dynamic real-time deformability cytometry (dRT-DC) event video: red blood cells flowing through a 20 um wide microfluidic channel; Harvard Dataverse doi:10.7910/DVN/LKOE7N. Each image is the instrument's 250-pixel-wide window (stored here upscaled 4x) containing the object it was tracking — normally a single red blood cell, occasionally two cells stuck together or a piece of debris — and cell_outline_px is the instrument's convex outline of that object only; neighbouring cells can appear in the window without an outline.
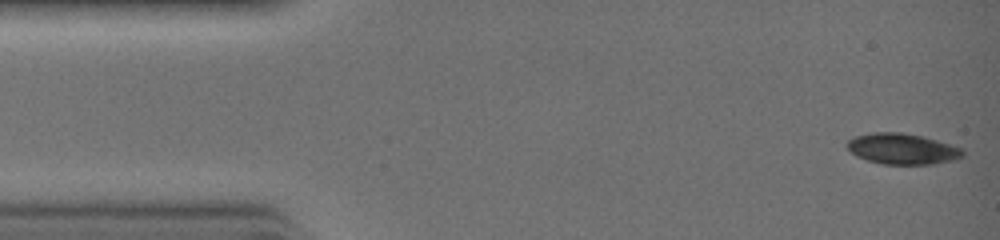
{"species": "common noctule bat (a hibernating species)", "species_latin": "Nyctalus noctula", "temperature_condition": "warm", "stored_images_in_passage": 32, "camera_frame_rate_fps": 3000, "um_per_image_px": 0.085, "animal": {"sex": "female", "body_mass_g": 19.0, "forearm_length_mm": 51.5}, "frame": {"image": 1, "passage_image": 1, "time_ms": 0.0, "image_size_px": [1000, 240], "cell_outline_px": [[964, 156], [952, 160], [932, 164], [884, 164], [868, 160], [856, 156], [848, 148], [848, 140], [856, 136], [872, 132], [900, 132], [924, 136], [964, 148]], "centroid_in_image_um": [76.74, 12.64], "position_along_channel_um": 8.3, "area_um2": 20.75}}
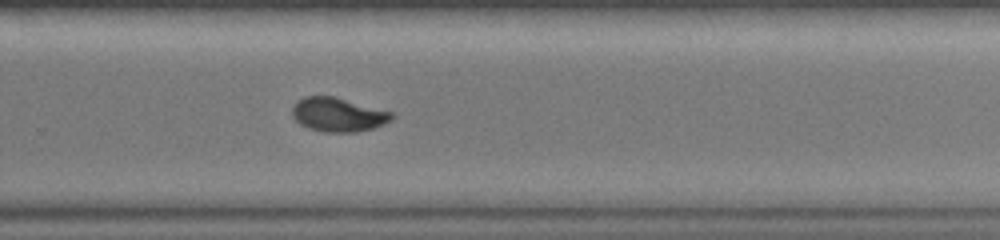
{"frame": {"image": 2, "passage_image": 21, "time_ms": 6.667, "image_size_px": [1000, 240], "cell_outline_px": [[396, 116], [392, 120], [384, 124], [372, 128], [356, 132], [324, 132], [308, 128], [300, 124], [292, 116], [292, 108], [296, 100], [304, 96], [332, 96], [392, 112]], "centroid_in_image_um": [28.72, 9.75], "position_along_channel_um": 301.1, "area_um2": 19.71}}
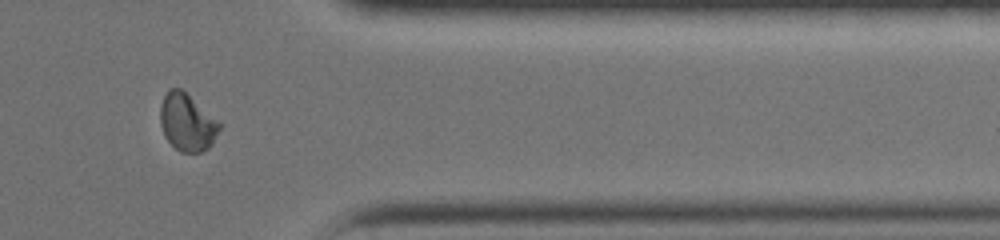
{"frame": {"image": 3, "passage_image": 26, "time_ms": 8.333, "image_size_px": [1000, 240], "cell_outline_px": [[224, 124], [212, 144], [208, 148], [200, 152], [180, 152], [164, 136], [160, 124], [160, 104], [168, 88], [180, 88]], "centroid_in_image_um": [15.93, 10.4], "position_along_channel_um": 395.5, "area_um2": 20.0}}